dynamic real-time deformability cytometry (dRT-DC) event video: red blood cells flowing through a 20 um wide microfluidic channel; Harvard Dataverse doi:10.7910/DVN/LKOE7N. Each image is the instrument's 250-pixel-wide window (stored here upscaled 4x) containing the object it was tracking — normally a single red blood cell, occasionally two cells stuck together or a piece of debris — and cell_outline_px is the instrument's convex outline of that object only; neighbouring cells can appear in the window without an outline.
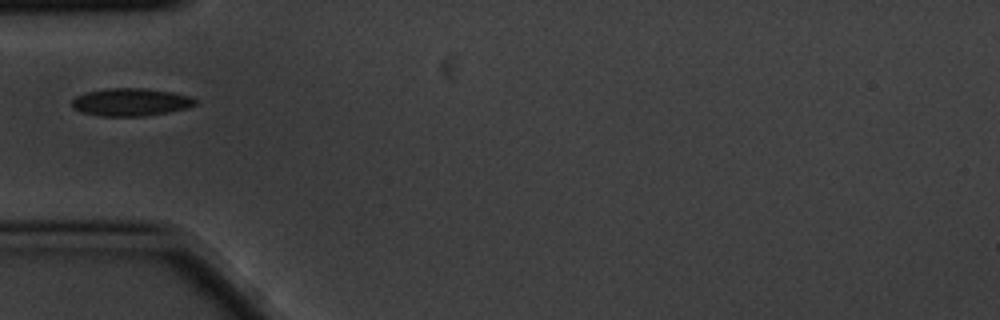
{"species": "common noctule bat (a hibernating species)", "species_latin": "Nyctalus noctula", "temperature_condition": "cold", "stored_images_in_passage": 11, "camera_frame_rate_fps": 3000, "um_per_image_px": 0.085, "animal": {"sex": "male", "body_mass_g": 20.1, "forearm_length_mm": 53.5}, "frame": {"image": 1, "passage_image": 1, "time_ms": 0.0, "image_size_px": [1000, 320], "cell_outline_px": [[196, 104], [188, 108], [168, 112], [144, 116], [100, 116], [80, 112], [72, 108], [72, 100], [76, 96], [84, 92], [108, 88], [144, 88], [172, 92], [192, 96], [196, 100]], "centroid_in_image_um": [11.1, 8.68], "position_along_channel_um": 73.9, "area_um2": 20.11}}
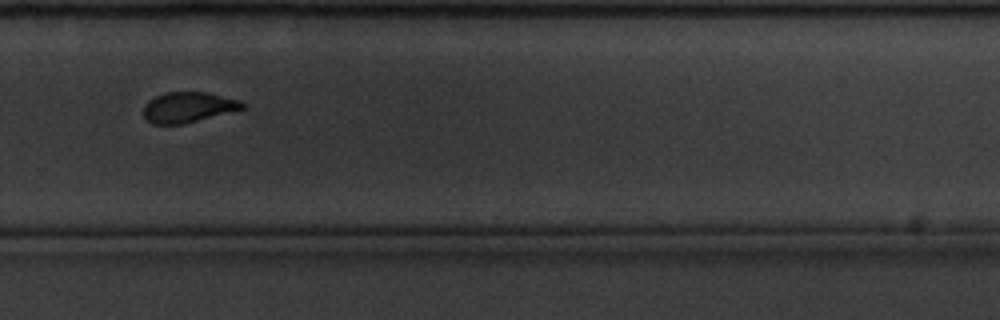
{"frame": {"image": 2, "passage_image": 7, "time_ms": 2.0, "image_size_px": [1000, 320], "cell_outline_px": [[248, 108], [184, 124], [152, 124], [144, 116], [144, 104], [148, 100], [156, 96], [168, 92], [208, 92], [240, 100], [248, 104]], "centroid_in_image_um": [16.07, 9.11], "position_along_channel_um": 313.7, "area_um2": 17.8}}
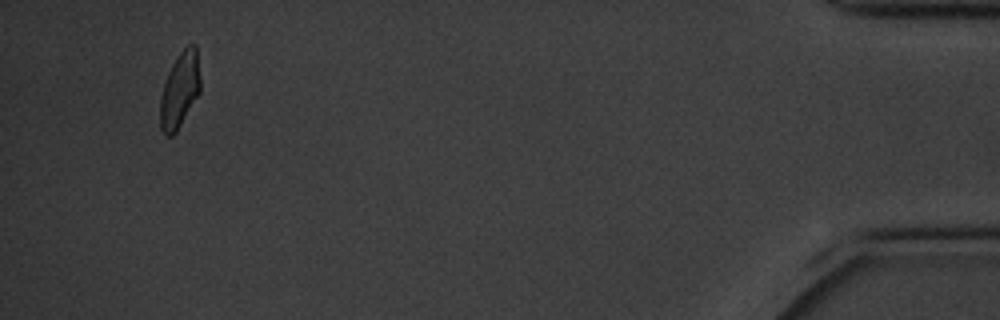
{"frame": {"image": 3, "passage_image": 11, "time_ms": 3.333, "image_size_px": [1000, 320], "cell_outline_px": [[200, 92], [176, 132], [172, 136], [164, 136], [160, 128], [160, 96], [168, 72], [176, 56], [188, 44], [196, 44], [200, 76]], "centroid_in_image_um": [15.27, 7.65], "position_along_channel_um": 419.9, "area_um2": 17.8}}